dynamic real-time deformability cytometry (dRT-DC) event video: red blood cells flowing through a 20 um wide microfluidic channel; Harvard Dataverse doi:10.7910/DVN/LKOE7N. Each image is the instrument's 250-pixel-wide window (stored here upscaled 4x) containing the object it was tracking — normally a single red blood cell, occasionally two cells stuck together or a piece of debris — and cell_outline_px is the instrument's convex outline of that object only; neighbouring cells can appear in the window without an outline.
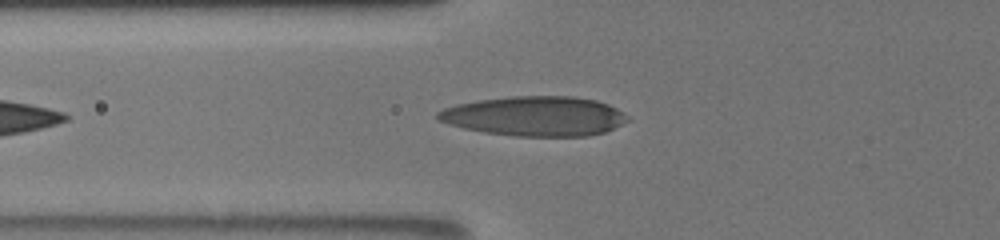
{"species": "human", "species_latin": "Homo sapiens", "temperature_condition": "room temperature", "stored_images_in_passage": 9, "camera_frame_rate_fps": 3000, "um_per_image_px": 0.085, "donor": {"sex": "male"}, "frame": {"image": 1, "passage_image": 9, "time_ms": 7.667, "image_size_px": [1000, 240], "cell_outline_px": [[632, 120], [604, 132], [588, 136], [512, 136], [484, 132], [464, 128], [448, 124], [436, 120], [436, 112], [444, 108], [456, 104], [476, 100], [512, 96], [572, 96], [596, 100], [608, 104], [624, 112]], "centroid_in_image_um": [45.46, 9.87], "position_along_channel_um": 80.3, "area_um2": 44.27}}